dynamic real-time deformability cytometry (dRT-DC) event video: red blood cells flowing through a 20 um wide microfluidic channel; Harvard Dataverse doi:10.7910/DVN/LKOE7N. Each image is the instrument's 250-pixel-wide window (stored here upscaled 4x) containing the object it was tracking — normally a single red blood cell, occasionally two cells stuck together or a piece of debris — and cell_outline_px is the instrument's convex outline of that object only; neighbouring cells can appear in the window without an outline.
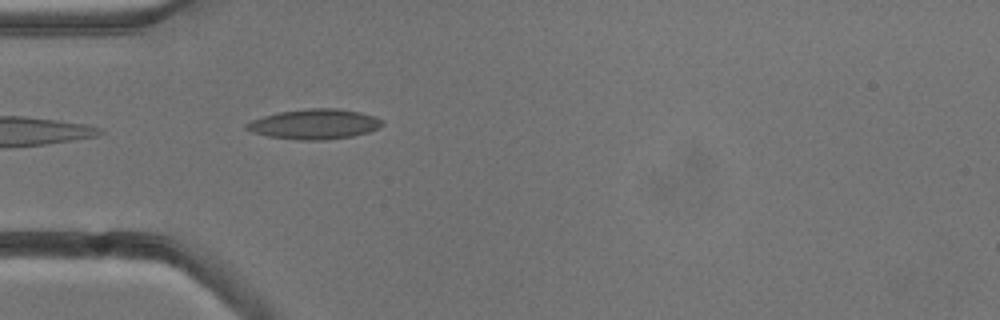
{"species": "common noctule bat (a hibernating species)", "species_latin": "Nyctalus noctula", "temperature_condition": "cold", "stored_images_in_passage": 4, "camera_frame_rate_fps": 3000, "um_per_image_px": 0.085, "animal": {"sex": "male", "body_mass_g": 13.3}, "frame": {"image": 1, "passage_image": 4, "time_ms": 3.0, "image_size_px": [1000, 320], "cell_outline_px": [[384, 124], [380, 128], [368, 132], [352, 136], [324, 140], [300, 140], [268, 136], [252, 132], [244, 128], [244, 124], [252, 120], [264, 116], [280, 112], [308, 108], [336, 108], [360, 112], [376, 116], [384, 120]], "centroid_in_image_um": [26.77, 10.55], "position_along_channel_um": 58.2, "area_um2": 23.87}}